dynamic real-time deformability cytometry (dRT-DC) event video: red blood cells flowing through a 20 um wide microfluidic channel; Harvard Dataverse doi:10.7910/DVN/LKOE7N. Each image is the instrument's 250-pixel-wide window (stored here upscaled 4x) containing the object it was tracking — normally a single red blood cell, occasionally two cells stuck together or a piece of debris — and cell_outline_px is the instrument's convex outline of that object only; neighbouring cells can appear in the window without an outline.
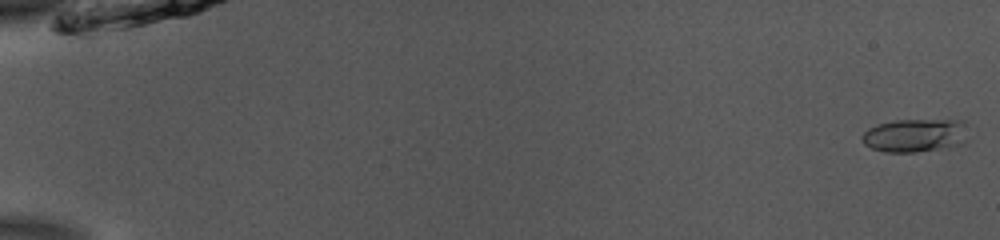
{"species": "common noctule bat (a hibernating species)", "species_latin": "Nyctalus noctula", "temperature_condition": "room temperature", "stored_images_in_passage": 53, "camera_frame_rate_fps": 3000, "um_per_image_px": 0.085, "animal": {"sex": "male", "body_mass_g": 13.0, "forearm_length_mm": 53.1}, "frame": {"image": 1, "passage_image": 1, "time_ms": 0.0, "image_size_px": [1000, 240], "cell_outline_px": [[968, 140], [964, 144], [952, 148], [916, 152], [884, 152], [872, 148], [864, 144], [860, 136], [868, 128], [876, 124], [896, 120], [964, 120]], "centroid_in_image_um": [77.82, 11.52], "position_along_channel_um": 7.2, "area_um2": 21.15}}
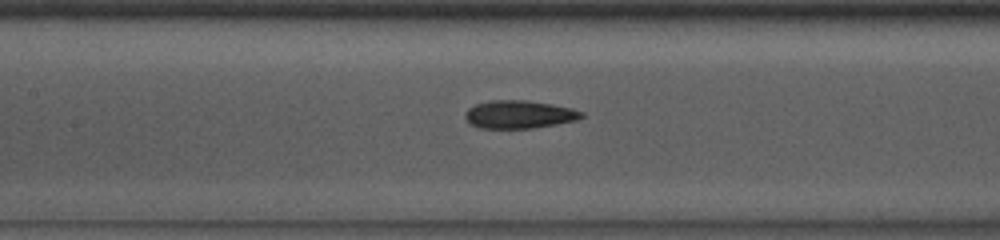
{"frame": {"image": 2, "passage_image": 26, "time_ms": 8.333, "image_size_px": [1000, 240], "cell_outline_px": [[584, 116], [576, 120], [556, 124], [532, 128], [480, 128], [468, 124], [464, 116], [464, 112], [468, 108], [476, 104], [492, 100], [524, 100], [552, 104], [572, 108], [584, 112]], "centroid_in_image_um": [44.1, 9.73], "position_along_channel_um": 163.3, "area_um2": 19.07}}
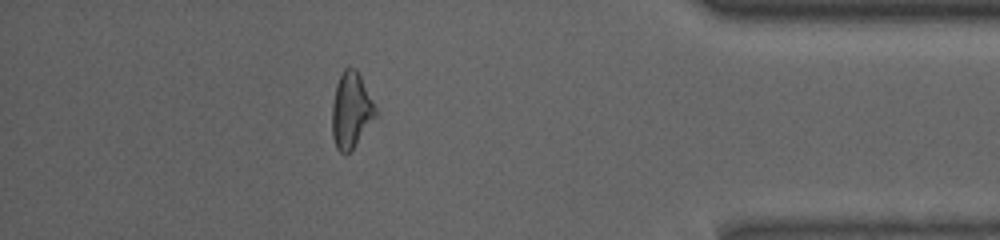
{"frame": {"image": 3, "passage_image": 47, "time_ms": 15.333, "image_size_px": [1000, 240], "cell_outline_px": [[376, 116], [352, 148], [344, 156], [336, 148], [332, 136], [332, 104], [336, 84], [344, 68], [356, 68], [376, 108]], "centroid_in_image_um": [29.81, 9.38], "position_along_channel_um": 405.4, "area_um2": 18.84}, "authors_computed_cell_mechanics": {"area_um2": 18.9006, "velocity_mm_per_s": 3.8952, "shape_relaxation_time_tau1_ms": 4.1084, "shape_relaxation_time_tau2_ms": 1.9592, "deformation_change_tau1": 0.1625, "deformation_change_tau2": 0.1071}}